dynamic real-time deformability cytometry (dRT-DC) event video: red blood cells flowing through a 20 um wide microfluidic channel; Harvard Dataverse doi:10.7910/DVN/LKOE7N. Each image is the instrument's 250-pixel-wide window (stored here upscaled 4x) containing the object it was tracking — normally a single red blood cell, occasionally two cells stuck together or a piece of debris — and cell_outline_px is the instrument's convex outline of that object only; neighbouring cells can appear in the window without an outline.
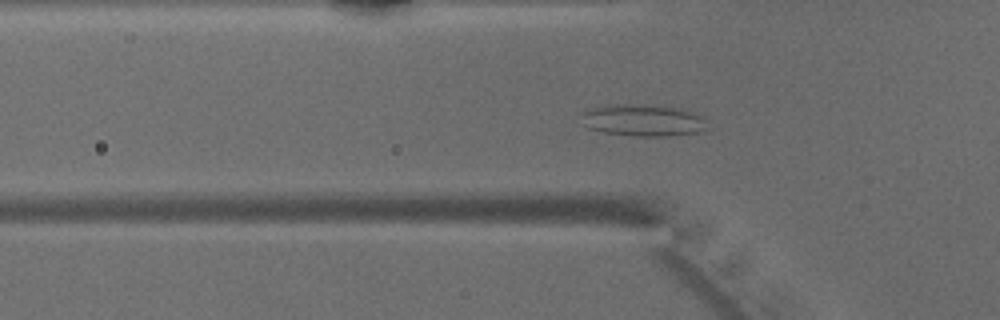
{"species": "common noctule bat (a hibernating species)", "species_latin": "Nyctalus noctula", "temperature_condition": "warm", "stored_images_in_passage": 37, "camera_frame_rate_fps": 3000, "um_per_image_px": 0.085, "animal": {"sex": "male", "body_mass_g": 15.6}, "frame": {"image": 1, "passage_image": 5, "time_ms": 1.333, "image_size_px": [1000, 320], "cell_outline_px": [[708, 128], [700, 132], [668, 136], [632, 136], [604, 132], [588, 128], [584, 124], [584, 112], [592, 108], [608, 104], [632, 104], [680, 108], [704, 116]], "centroid_in_image_um": [54.72, 10.23], "position_along_channel_um": 71.1, "area_um2": 23.29}}
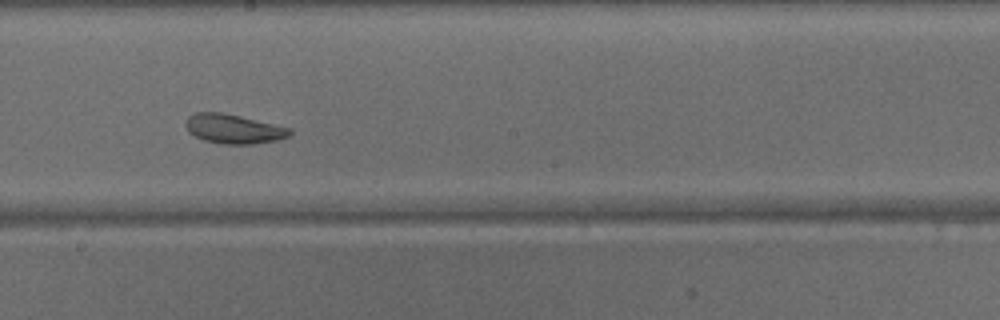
{"frame": {"image": 2, "passage_image": 16, "time_ms": 5.0, "image_size_px": [1000, 320], "cell_outline_px": [[292, 132], [288, 136], [276, 140], [252, 144], [224, 144], [204, 140], [188, 132], [184, 124], [184, 120], [188, 116], [196, 112], [220, 112], [240, 116], [292, 128]], "centroid_in_image_um": [19.82, 10.95], "position_along_channel_um": 228.4, "area_um2": 17.8}}
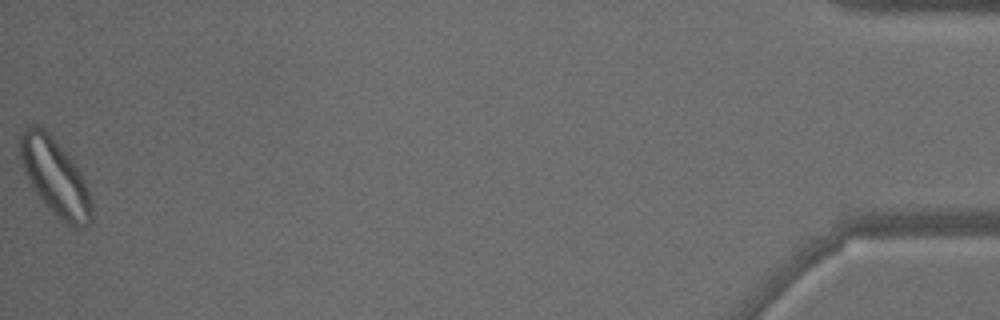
{"frame": {"image": 3, "passage_image": 37, "time_ms": 12.0, "image_size_px": [1000, 320], "cell_outline_px": [[92, 220], [88, 224], [80, 228], [72, 228], [60, 220], [48, 208], [32, 188], [24, 172], [20, 156], [20, 136], [24, 128], [32, 124], [40, 124], [52, 136], [72, 160], [80, 172], [84, 180], [92, 204]], "centroid_in_image_um": [4.67, 15.05], "position_along_channel_um": 430.5, "area_um2": 31.96}}